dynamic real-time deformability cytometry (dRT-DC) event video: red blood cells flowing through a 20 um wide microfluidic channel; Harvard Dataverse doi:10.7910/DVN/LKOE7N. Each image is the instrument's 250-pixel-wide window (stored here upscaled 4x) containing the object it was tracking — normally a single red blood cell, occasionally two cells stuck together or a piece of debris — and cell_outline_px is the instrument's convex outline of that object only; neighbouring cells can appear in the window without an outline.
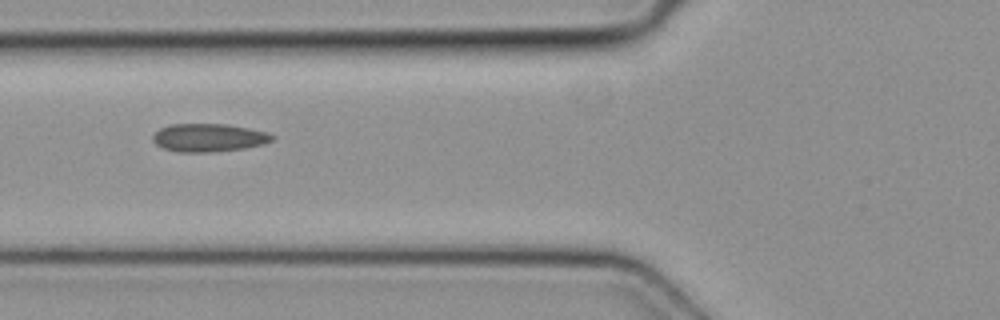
{"species": "common noctule bat (a hibernating species)", "species_latin": "Nyctalus noctula", "temperature_condition": "cold", "stored_images_in_passage": 5, "camera_frame_rate_fps": 3000, "um_per_image_px": 0.085, "animal": {"sex": "female", "body_mass_g": 19.3, "forearm_length_mm": 54.1}, "frame": {"image": 1, "passage_image": 5, "time_ms": 1.333, "image_size_px": [1000, 320], "cell_outline_px": [[276, 136], [272, 140], [264, 144], [244, 148], [212, 152], [180, 152], [164, 148], [156, 144], [152, 140], [152, 136], [160, 128], [168, 124], [228, 124], [248, 128], [264, 132]], "centroid_in_image_um": [17.72, 11.7], "position_along_channel_um": 108.1, "area_um2": 19.48}}